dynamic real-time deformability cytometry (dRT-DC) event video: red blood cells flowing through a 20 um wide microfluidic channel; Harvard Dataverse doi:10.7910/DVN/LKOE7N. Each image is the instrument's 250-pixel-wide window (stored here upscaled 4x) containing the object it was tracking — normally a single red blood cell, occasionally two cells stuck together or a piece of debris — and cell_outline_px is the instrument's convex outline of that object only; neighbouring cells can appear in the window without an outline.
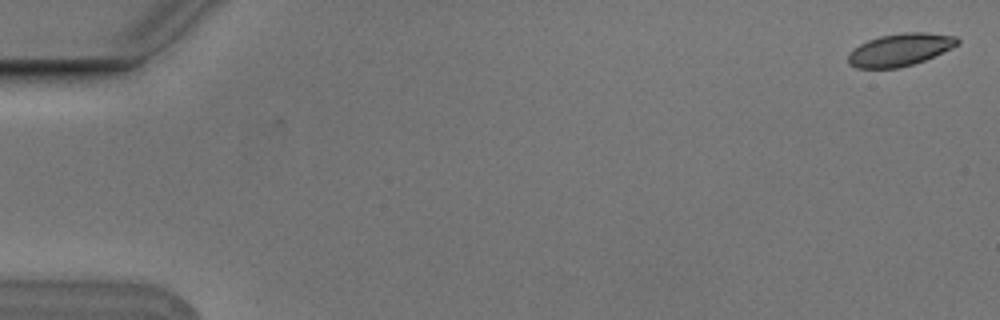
{"species": "Egyptian fruit bat (a non-hibernating species)", "species_latin": "Rousettus aegyptiacus", "temperature_condition": "cold", "stored_images_in_passage": 9, "camera_frame_rate_fps": 3000, "um_per_image_px": 0.085, "animal": {"sex": "male"}, "frame": {"image": 1, "passage_image": 1, "time_ms": 0.0, "image_size_px": [1000, 320], "cell_outline_px": [[960, 44], [952, 48], [924, 60], [912, 64], [896, 68], [856, 68], [848, 64], [848, 52], [852, 48], [868, 40], [880, 36], [904, 32], [924, 32], [956, 36], [960, 40]], "centroid_in_image_um": [76.48, 4.22], "position_along_channel_um": 8.5, "area_um2": 20.75}}
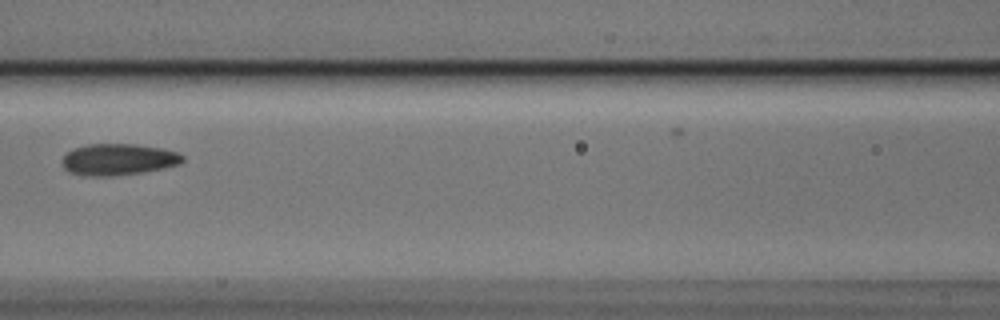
{"frame": {"image": 2, "passage_image": 7, "time_ms": 2.0, "image_size_px": [1000, 320], "cell_outline_px": [[184, 160], [180, 164], [164, 168], [144, 172], [112, 176], [84, 176], [68, 172], [64, 168], [64, 156], [68, 152], [76, 148], [88, 144], [136, 144], [160, 148], [180, 152], [184, 156]], "centroid_in_image_um": [10.1, 13.56], "position_along_channel_um": 156.5, "area_um2": 22.14}}
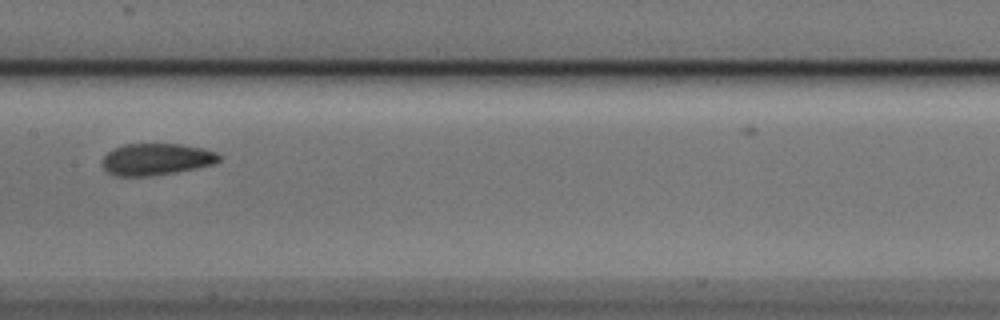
{"frame": {"image": 3, "passage_image": 8, "time_ms": 2.333, "image_size_px": [1000, 320], "cell_outline_px": [[220, 160], [216, 164], [176, 172], [148, 176], [112, 176], [100, 164], [104, 156], [108, 152], [124, 144], [180, 144], [204, 148], [216, 152], [220, 156]], "centroid_in_image_um": [13.29, 13.54], "position_along_channel_um": 194.1, "area_um2": 21.73}}